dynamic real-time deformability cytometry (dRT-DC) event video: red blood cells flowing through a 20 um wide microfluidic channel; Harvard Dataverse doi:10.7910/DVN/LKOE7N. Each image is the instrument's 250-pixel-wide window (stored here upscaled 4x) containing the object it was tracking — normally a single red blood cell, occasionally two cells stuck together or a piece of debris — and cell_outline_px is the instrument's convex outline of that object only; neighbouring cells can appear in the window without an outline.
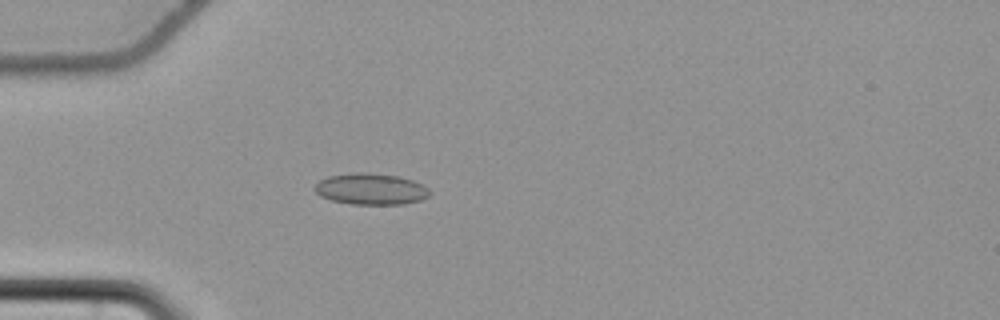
{"species": "common noctule bat (a hibernating species)", "species_latin": "Nyctalus noctula", "temperature_condition": "cold", "stored_images_in_passage": 57, "camera_frame_rate_fps": 3000, "um_per_image_px": 0.085, "animal": {"sex": "female", "body_mass_g": 22.7, "forearm_length_mm": 54.2}, "frame": {"image": 1, "passage_image": 18, "time_ms": 5.667, "image_size_px": [1000, 320], "cell_outline_px": [[432, 192], [428, 196], [420, 200], [404, 204], [352, 204], [332, 200], [320, 196], [316, 192], [316, 184], [320, 180], [328, 176], [356, 172], [368, 172], [396, 176], [412, 180], [424, 184]], "centroid_in_image_um": [31.55, 16.06], "position_along_channel_um": 53.4, "area_um2": 20.92}}
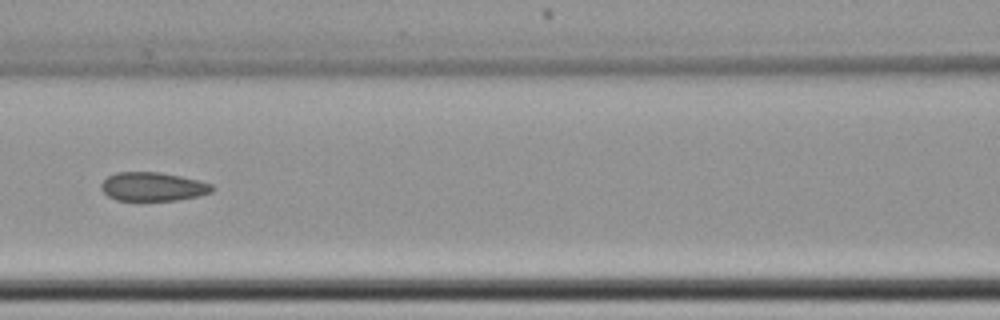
{"frame": {"image": 2, "passage_image": 27, "time_ms": 8.667, "image_size_px": [1000, 320], "cell_outline_px": [[216, 188], [212, 192], [200, 196], [176, 200], [116, 200], [108, 196], [100, 188], [100, 184], [108, 176], [116, 172], [160, 172], [200, 180], [212, 184]], "centroid_in_image_um": [13.02, 15.86], "position_along_channel_um": 153.6, "area_um2": 18.73}}
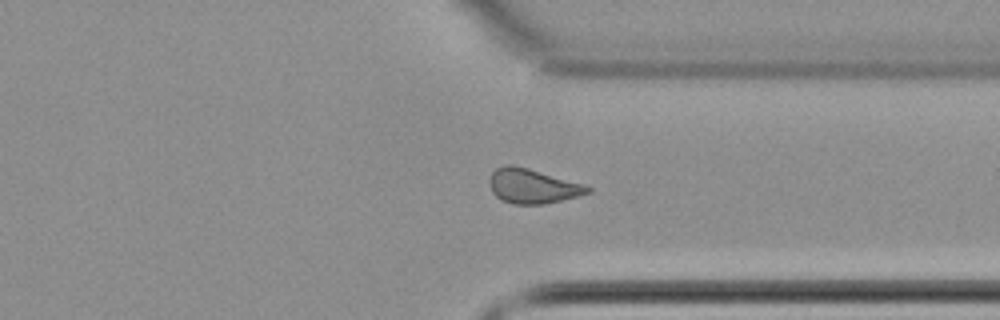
{"frame": {"image": 3, "passage_image": 44, "time_ms": 14.333, "image_size_px": [1000, 320], "cell_outline_px": [[592, 192], [544, 204], [512, 204], [500, 200], [492, 192], [488, 180], [492, 172], [496, 168], [508, 164], [512, 164], [528, 168], [584, 184], [592, 188]], "centroid_in_image_um": [45.24, 15.82], "position_along_channel_um": 366.2, "area_um2": 19.77}, "authors_computed_cell_mechanics": {"area_um2": 19.4786, "velocity_mm_per_s": 3.7458, "shape_relaxation_time_tau1_ms": null, "shape_relaxation_time_tau2_ms": 2.2517, "deformation_change_tau1": null, "deformation_change_tau2": 0.0775}}